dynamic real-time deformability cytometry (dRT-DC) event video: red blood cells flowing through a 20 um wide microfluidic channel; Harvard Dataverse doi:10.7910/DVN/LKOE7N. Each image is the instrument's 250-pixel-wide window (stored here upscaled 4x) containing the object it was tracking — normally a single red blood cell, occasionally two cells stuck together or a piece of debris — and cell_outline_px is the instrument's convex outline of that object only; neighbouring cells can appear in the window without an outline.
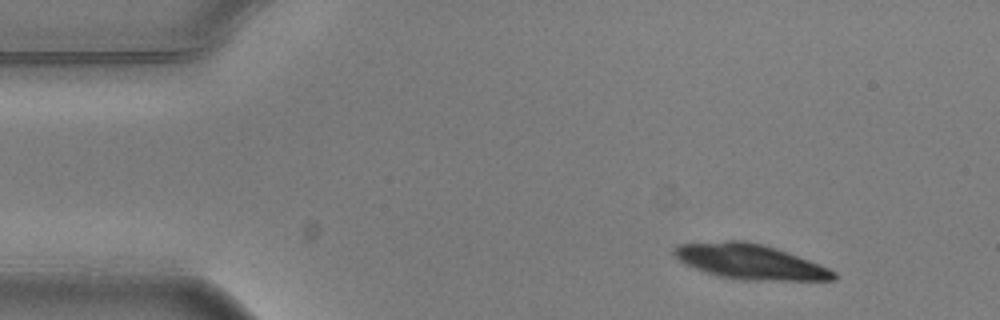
{"species": "common noctule bat (a hibernating species)", "species_latin": "Nyctalus noctula", "temperature_condition": "warm", "stored_images_in_passage": 10, "camera_frame_rate_fps": 3000, "um_per_image_px": 0.085, "animal": {"sex": "male", "body_mass_g": 20.5, "forearm_length_mm": 52.5}, "frame": {"image": 1, "passage_image": 2, "time_ms": 0.333, "image_size_px": [1000, 320], "cell_outline_px": [[840, 276], [836, 280], [744, 280], [720, 276], [684, 264], [672, 252], [672, 248], [676, 244], [728, 240], [744, 240], [776, 248], [820, 264], [836, 272]], "centroid_in_image_um": [63.76, 22.23], "position_along_channel_um": 21.2, "area_um2": 32.48}}
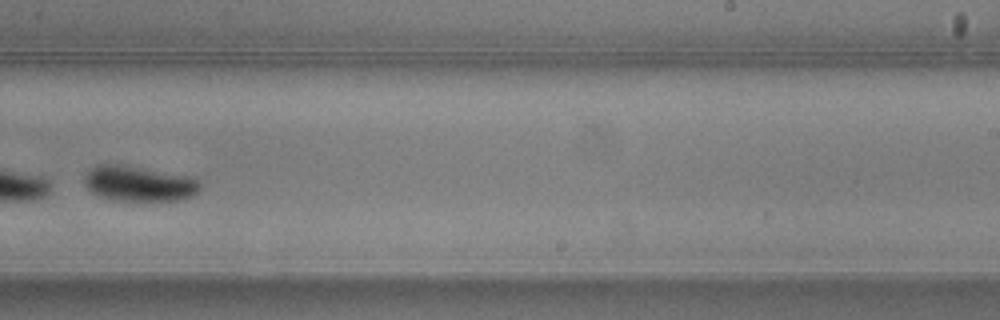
{"frame": {"image": 2, "passage_image": 10, "time_ms": 3.0, "image_size_px": [1000, 320], "cell_outline_px": [[200, 188], [192, 196], [184, 200], [104, 200], [96, 196], [84, 184], [84, 176], [96, 164], [120, 164], [188, 176], [196, 180], [200, 184]], "centroid_in_image_um": [11.75, 15.62], "position_along_channel_um": 277.3, "area_um2": 23.81}}